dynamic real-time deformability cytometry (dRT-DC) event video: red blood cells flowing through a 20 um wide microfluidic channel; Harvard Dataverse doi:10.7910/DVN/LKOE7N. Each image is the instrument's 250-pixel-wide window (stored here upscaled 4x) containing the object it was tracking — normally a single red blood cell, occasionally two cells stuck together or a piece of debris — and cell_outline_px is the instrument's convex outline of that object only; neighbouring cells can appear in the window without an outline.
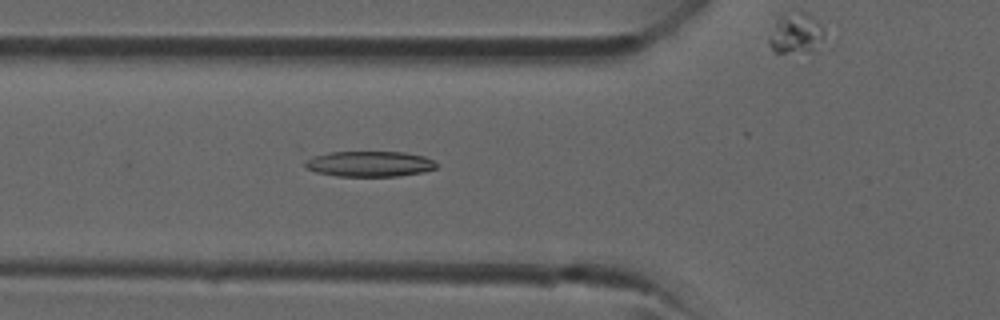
{"species": "common noctule bat (a hibernating species)", "species_latin": "Nyctalus noctula", "temperature_condition": "room temperature", "stored_images_in_passage": 32, "camera_frame_rate_fps": 3000, "um_per_image_px": 0.085, "animal": {"sex": "male", "forearm_length_mm": 52.5}, "frame": {"image": 1, "passage_image": 14, "time_ms": 4.333, "image_size_px": [1000, 320], "cell_outline_px": [[440, 164], [436, 168], [424, 172], [396, 176], [336, 176], [316, 172], [304, 168], [304, 164], [312, 156], [328, 152], [404, 152], [424, 156]], "centroid_in_image_um": [31.42, 13.93], "position_along_channel_um": 94.4, "area_um2": 19.65}}
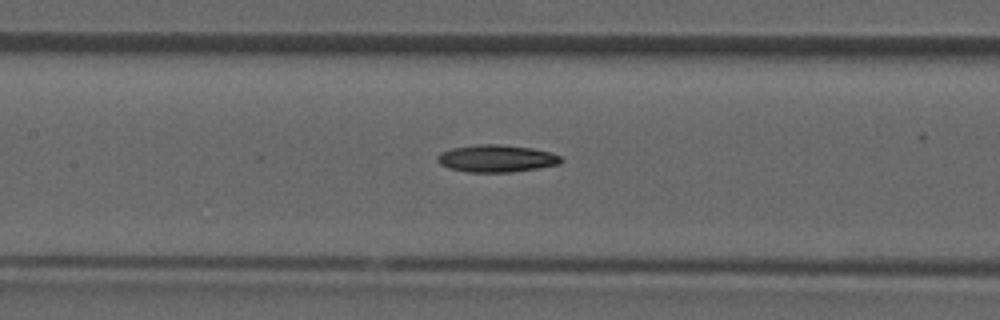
{"frame": {"image": 2, "passage_image": 18, "time_ms": 5.667, "image_size_px": [1000, 320], "cell_outline_px": [[564, 160], [560, 164], [512, 172], [468, 172], [448, 168], [440, 164], [436, 160], [436, 156], [440, 152], [452, 148], [480, 144], [496, 144], [532, 148], [552, 152], [560, 156]], "centroid_in_image_um": [42.19, 13.47], "position_along_channel_um": 165.2, "area_um2": 19.71}}
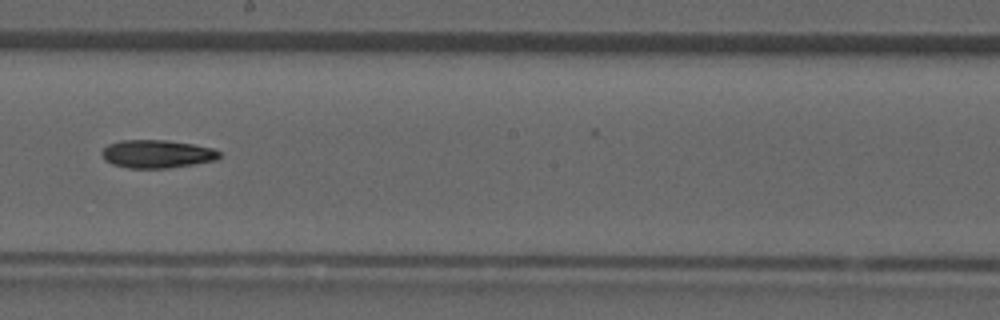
{"frame": {"image": 3, "passage_image": 22, "time_ms": 7.0, "image_size_px": [1000, 320], "cell_outline_px": [[220, 156], [216, 160], [168, 168], [128, 168], [112, 164], [104, 160], [100, 152], [108, 144], [120, 140], [168, 140], [192, 144], [212, 148], [220, 152]], "centroid_in_image_um": [13.3, 13.08], "position_along_channel_um": 234.9, "area_um2": 19.25}}